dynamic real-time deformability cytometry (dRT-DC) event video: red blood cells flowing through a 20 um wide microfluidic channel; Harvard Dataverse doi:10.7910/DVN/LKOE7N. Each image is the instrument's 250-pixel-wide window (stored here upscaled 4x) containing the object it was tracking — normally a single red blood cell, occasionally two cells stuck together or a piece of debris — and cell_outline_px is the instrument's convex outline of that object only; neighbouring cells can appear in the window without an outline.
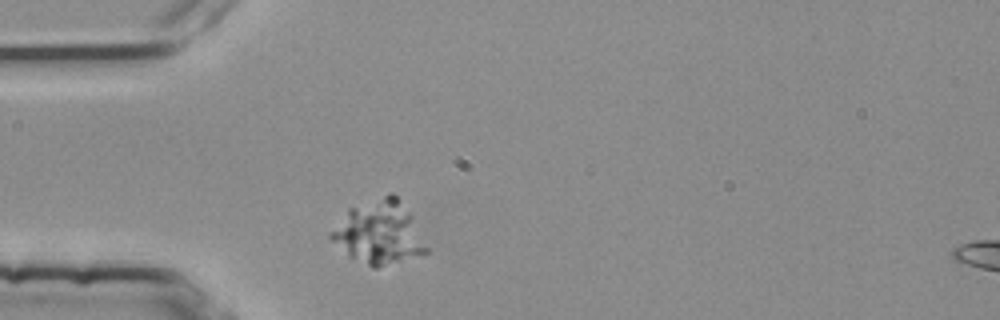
{"species": "common noctule bat (a hibernating species)", "species_latin": "Nyctalus noctula", "temperature_condition": "room temperature", "stored_images_in_passage": 2, "camera_frame_rate_fps": 3000, "um_per_image_px": 0.085, "animal": {"sex": "female", "body_mass_g": 25.1}, "frame": {"image": 1, "passage_image": 1, "time_ms": 0.0, "image_size_px": [1000, 320], "cell_outline_px": [[428, 252], [376, 268], [372, 268], [348, 256], [328, 236], [328, 232], [348, 208], [388, 192], [392, 192], [396, 196], [412, 216], [428, 248]], "centroid_in_image_um": [32.17, 19.75], "position_along_channel_um": 52.8, "area_um2": 35.03}}